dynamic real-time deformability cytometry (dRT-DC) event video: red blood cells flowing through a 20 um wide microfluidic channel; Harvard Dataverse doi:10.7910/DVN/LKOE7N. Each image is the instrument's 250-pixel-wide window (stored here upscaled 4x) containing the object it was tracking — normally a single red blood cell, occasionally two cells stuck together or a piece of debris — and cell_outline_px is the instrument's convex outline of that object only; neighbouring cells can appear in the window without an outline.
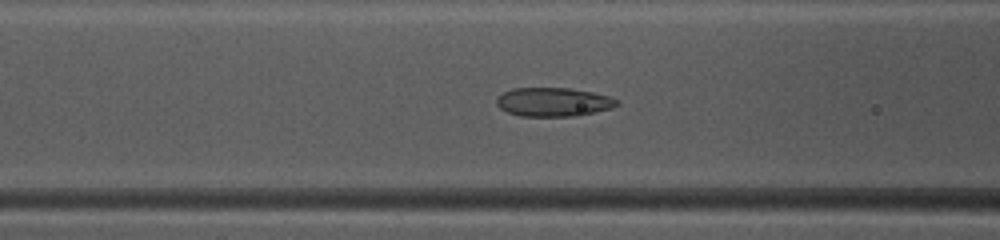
{"species": "common noctule bat (a hibernating species)", "species_latin": "Nyctalus noctula", "temperature_condition": "warm", "stored_images_in_passage": 41, "camera_frame_rate_fps": 3000, "um_per_image_px": 0.085, "animal": {"sex": "female", "body_mass_g": 10.0, "forearm_length_mm": 53.1}, "frame": {"image": 1, "passage_image": 12, "time_ms": 3.667, "image_size_px": [1000, 240], "cell_outline_px": [[620, 104], [612, 108], [576, 116], [520, 116], [508, 112], [500, 108], [496, 104], [496, 100], [504, 92], [512, 88], [568, 88], [592, 92], [608, 96], [620, 100]], "centroid_in_image_um": [47.06, 8.67], "position_along_channel_um": 119.5, "area_um2": 20.17}}
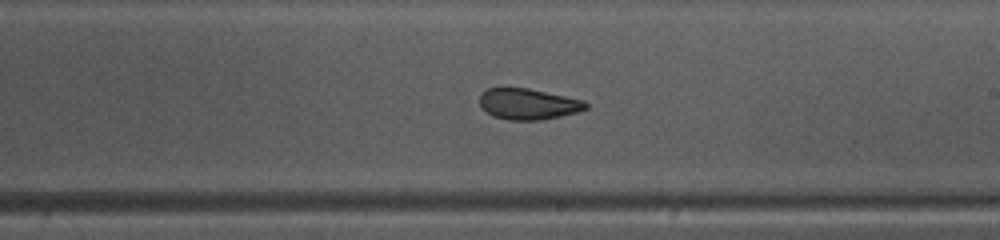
{"frame": {"image": 2, "passage_image": 21, "time_ms": 6.667, "image_size_px": [1000, 240], "cell_outline_px": [[588, 108], [580, 112], [540, 120], [508, 120], [492, 116], [480, 104], [480, 96], [488, 88], [528, 88], [584, 100], [588, 104]], "centroid_in_image_um": [44.94, 8.85], "position_along_channel_um": 244.1, "area_um2": 19.07}}
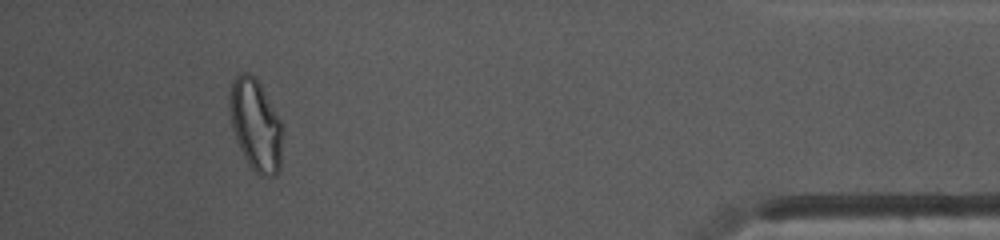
{"frame": {"image": 3, "passage_image": 37, "time_ms": 12.0, "image_size_px": [1000, 240], "cell_outline_px": [[280, 168], [276, 176], [260, 176], [248, 164], [236, 140], [232, 128], [228, 100], [228, 96], [232, 80], [240, 72], [244, 72], [252, 76], [260, 84], [280, 120]], "centroid_in_image_um": [21.68, 10.62], "position_along_channel_um": 413.5, "area_um2": 27.74}, "authors_computed_cell_mechanics": {"area_um2": 20.7502, "velocity_mm_per_s": 4.1407, "shape_relaxation_time_tau1_ms": null, "shape_relaxation_time_tau2_ms": 1.5951, "deformation_change_tau1": null, "deformation_change_tau2": 0.0652}}